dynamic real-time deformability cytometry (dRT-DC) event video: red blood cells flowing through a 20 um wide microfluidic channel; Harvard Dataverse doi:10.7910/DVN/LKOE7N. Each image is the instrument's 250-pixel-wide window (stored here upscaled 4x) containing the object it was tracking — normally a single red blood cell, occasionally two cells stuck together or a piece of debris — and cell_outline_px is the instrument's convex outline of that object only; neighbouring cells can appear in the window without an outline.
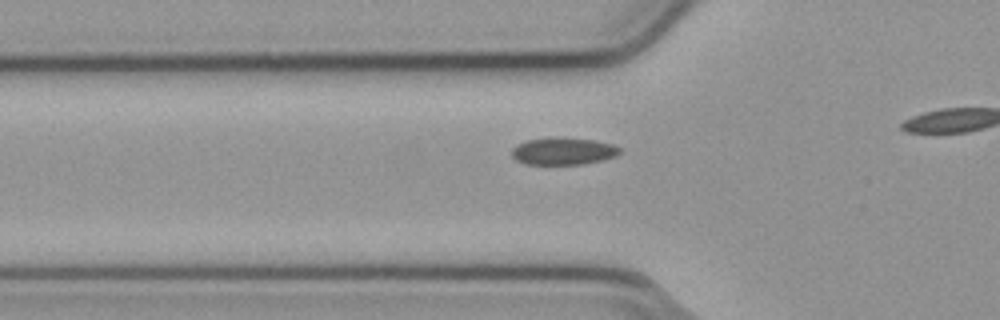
{"species": "common noctule bat (a hibernating species)", "species_latin": "Nyctalus noctula", "temperature_condition": "cold", "stored_images_in_passage": 17, "camera_frame_rate_fps": 3000, "um_per_image_px": 0.085, "animal": {"sex": "male", "body_mass_g": 23.1, "forearm_length_mm": 52.7}, "frame": {"image": 1, "passage_image": 8, "time_ms": 2.333, "image_size_px": [1000, 320], "cell_outline_px": [[620, 152], [616, 156], [604, 160], [584, 164], [524, 164], [516, 160], [512, 156], [512, 148], [516, 144], [528, 140], [592, 140], [612, 144], [620, 148]], "centroid_in_image_um": [47.88, 12.9], "position_along_channel_um": 77.9, "area_um2": 16.36}}
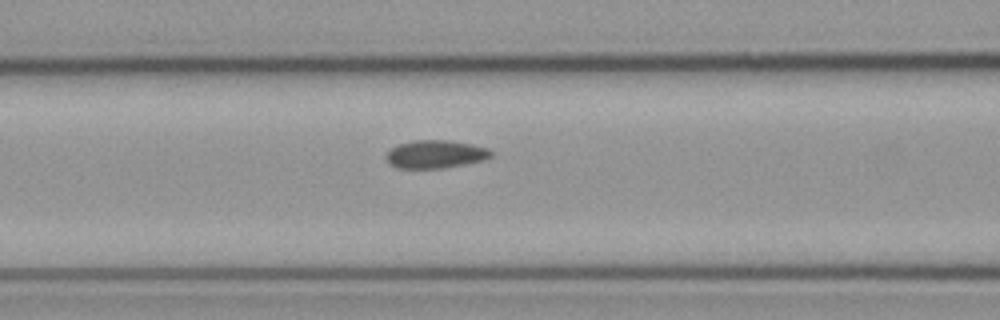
{"frame": {"image": 2, "passage_image": 12, "time_ms": 3.667, "image_size_px": [1000, 320], "cell_outline_px": [[492, 156], [484, 160], [444, 168], [396, 168], [388, 164], [384, 156], [392, 148], [400, 144], [412, 140], [448, 140], [472, 144], [488, 148], [492, 152]], "centroid_in_image_um": [37.0, 13.11], "position_along_channel_um": 129.6, "area_um2": 17.22}}
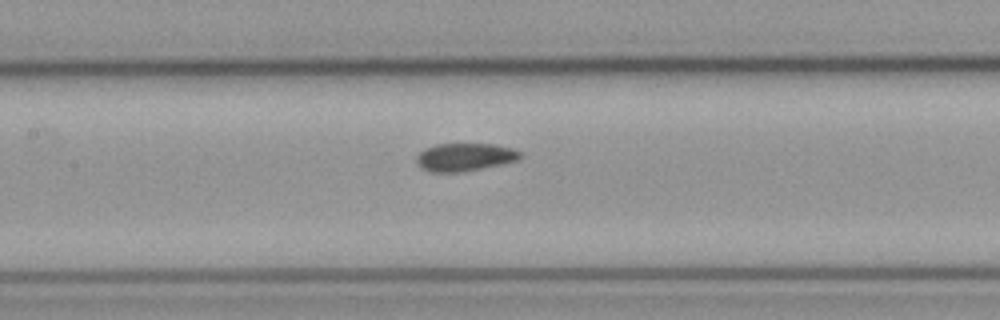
{"frame": {"image": 3, "passage_image": 15, "time_ms": 4.667, "image_size_px": [1000, 320], "cell_outline_px": [[524, 156], [516, 160], [500, 164], [460, 172], [432, 172], [420, 168], [416, 160], [416, 156], [424, 148], [436, 144], [496, 144], [512, 148], [524, 152]], "centroid_in_image_um": [39.51, 13.34], "position_along_channel_um": 167.9, "area_um2": 16.94}}